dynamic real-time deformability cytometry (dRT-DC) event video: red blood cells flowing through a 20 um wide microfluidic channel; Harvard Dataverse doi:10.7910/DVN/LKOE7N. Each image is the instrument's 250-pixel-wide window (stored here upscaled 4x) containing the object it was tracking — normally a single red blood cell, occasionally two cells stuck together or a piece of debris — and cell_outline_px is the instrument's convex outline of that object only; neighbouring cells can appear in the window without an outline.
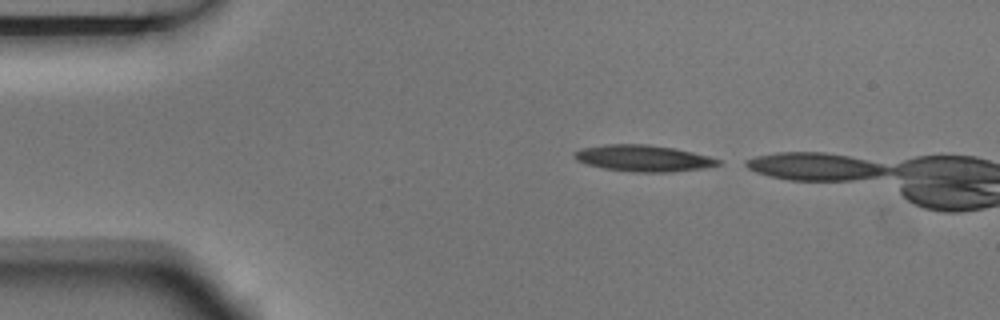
{"species": "Egyptian fruit bat (a non-hibernating species)", "species_latin": "Rousettus aegyptiacus", "temperature_condition": "room temperature", "stored_images_in_passage": 2, "camera_frame_rate_fps": 3000, "um_per_image_px": 0.085, "animal": {"sex": "male"}, "frame": {"image": 1, "passage_image": 1, "time_ms": 0.0, "image_size_px": [1000, 320], "cell_outline_px": [[720, 164], [704, 168], [672, 172], [632, 172], [604, 168], [588, 164], [576, 160], [572, 156], [572, 152], [584, 148], [604, 144], [648, 144], [676, 148], [708, 156], [720, 160]], "centroid_in_image_um": [54.66, 13.45], "position_along_channel_um": 30.3, "area_um2": 22.14}}